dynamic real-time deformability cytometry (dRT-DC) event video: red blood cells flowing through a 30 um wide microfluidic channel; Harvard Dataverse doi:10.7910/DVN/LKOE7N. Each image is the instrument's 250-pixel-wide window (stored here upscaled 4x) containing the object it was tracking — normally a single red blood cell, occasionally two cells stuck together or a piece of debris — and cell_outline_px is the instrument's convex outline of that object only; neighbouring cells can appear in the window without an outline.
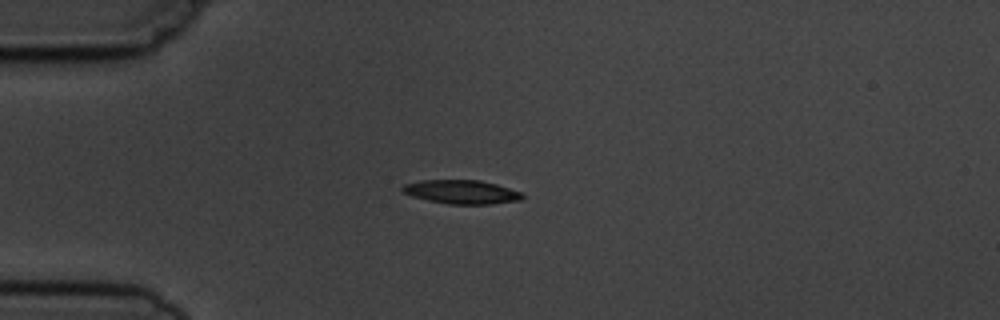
{"species": "common noctule bat (a hibernating species)", "species_latin": "Nyctalus noctula", "temperature_condition": "cold", "stored_images_in_passage": 6, "camera_frame_rate_fps": 3000, "um_per_image_px": 0.085, "animal": {"sex": "male", "body_mass_g": 19.5, "forearm_length_mm": 54.6}, "frame": {"image": 1, "passage_image": 4, "time_ms": 3.333, "image_size_px": [1000, 320], "cell_outline_px": [[524, 196], [520, 200], [492, 204], [448, 204], [428, 200], [412, 196], [400, 192], [400, 188], [404, 184], [420, 180], [480, 180], [496, 184], [520, 192]], "centroid_in_image_um": [39.18, 16.31], "position_along_channel_um": 45.8, "area_um2": 16.65}}
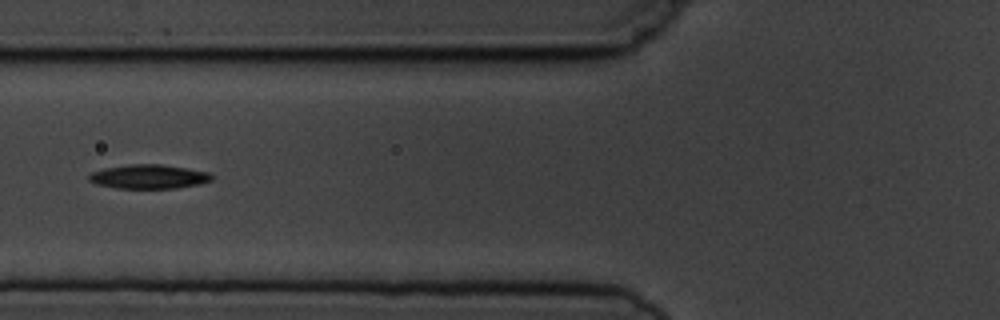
{"frame": {"image": 2, "passage_image": 6, "time_ms": 5.667, "image_size_px": [1000, 320], "cell_outline_px": [[212, 180], [200, 184], [176, 188], [116, 188], [96, 184], [88, 180], [88, 176], [92, 172], [104, 168], [132, 164], [160, 164], [208, 172], [212, 176]], "centroid_in_image_um": [12.62, 15.02], "position_along_channel_um": 113.2, "area_um2": 17.11}}